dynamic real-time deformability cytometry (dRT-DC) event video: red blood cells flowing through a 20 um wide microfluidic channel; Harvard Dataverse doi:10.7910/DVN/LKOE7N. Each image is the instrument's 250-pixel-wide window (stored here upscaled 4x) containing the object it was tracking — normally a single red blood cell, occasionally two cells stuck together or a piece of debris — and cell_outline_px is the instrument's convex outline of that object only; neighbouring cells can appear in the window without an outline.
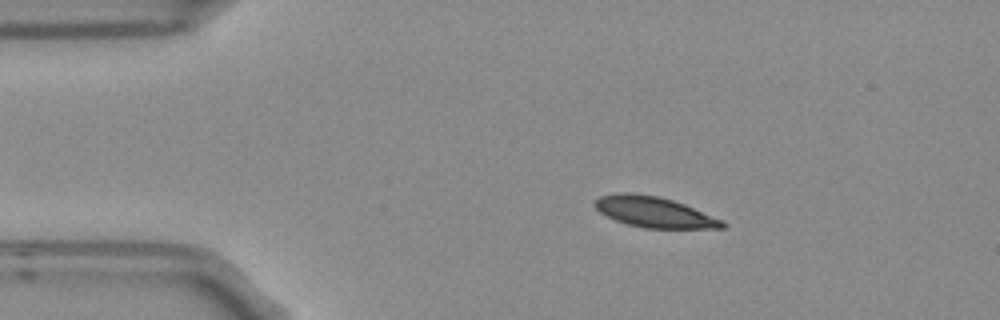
{"species": "Egyptian fruit bat (a non-hibernating species)", "species_latin": "Rousettus aegyptiacus", "temperature_condition": "room temperature", "stored_images_in_passage": 4, "segment_of_instrument_passage": [1, 2], "camera_frame_rate_fps": 3000, "um_per_image_px": 0.085, "frame": {"image": 1, "passage_image": 2, "time_ms": 0.333, "image_size_px": [1000, 320], "cell_outline_px": [[728, 224], [724, 228], [644, 228], [628, 224], [616, 220], [600, 212], [596, 208], [596, 200], [600, 196], [620, 192], [632, 192], [660, 196], [684, 204], [724, 220]], "centroid_in_image_um": [55.65, 18.02], "position_along_channel_um": 29.3, "area_um2": 22.72}}